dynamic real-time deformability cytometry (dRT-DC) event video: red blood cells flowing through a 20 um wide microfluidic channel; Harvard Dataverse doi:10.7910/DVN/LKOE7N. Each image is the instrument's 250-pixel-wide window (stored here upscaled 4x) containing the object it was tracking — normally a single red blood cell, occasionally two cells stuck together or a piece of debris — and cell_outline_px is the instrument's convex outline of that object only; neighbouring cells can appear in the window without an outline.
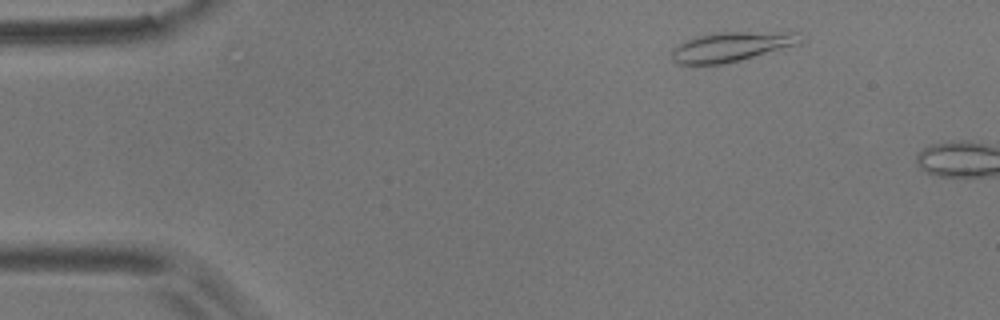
{"species": "common noctule bat (a hibernating species)", "species_latin": "Nyctalus noctula", "temperature_condition": "room temperature", "stored_images_in_passage": 3, "camera_frame_rate_fps": 3000, "um_per_image_px": 0.085, "animal": {"sex": "male", "body_mass_g": 17.9}, "frame": {"image": 1, "passage_image": 2, "time_ms": 0.333, "image_size_px": [1000, 320], "cell_outline_px": [[804, 40], [800, 44], [728, 64], [692, 68], [676, 64], [672, 60], [672, 48], [696, 36], [720, 32], [800, 32], [804, 36]], "centroid_in_image_um": [62.15, 4.02], "position_along_channel_um": 22.8, "area_um2": 23.24}}